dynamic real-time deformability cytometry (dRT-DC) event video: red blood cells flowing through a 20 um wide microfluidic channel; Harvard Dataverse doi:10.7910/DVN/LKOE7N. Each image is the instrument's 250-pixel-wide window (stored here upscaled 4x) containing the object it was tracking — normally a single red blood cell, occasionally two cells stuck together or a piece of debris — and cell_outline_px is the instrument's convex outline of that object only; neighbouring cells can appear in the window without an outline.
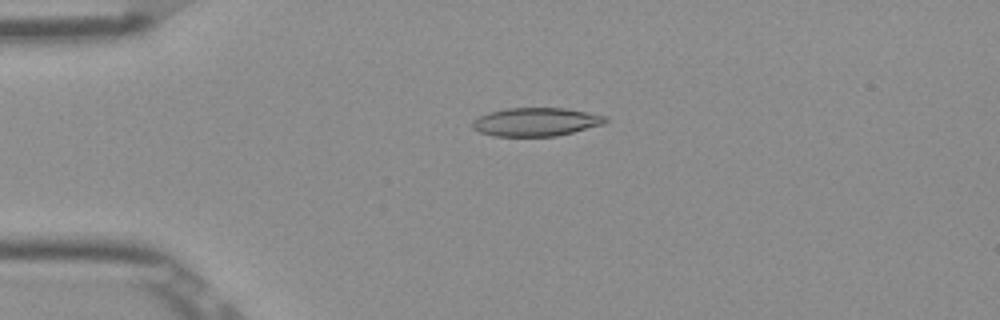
{"species": "Egyptian fruit bat (a non-hibernating species)", "species_latin": "Rousettus aegyptiacus", "temperature_condition": "room temperature", "stored_images_in_passage": 52, "camera_frame_rate_fps": 3000, "um_per_image_px": 0.085, "frame": {"image": 1, "passage_image": 12, "time_ms": 3.667, "image_size_px": [1000, 320], "cell_outline_px": [[608, 120], [604, 124], [556, 136], [492, 136], [480, 132], [472, 128], [472, 120], [488, 112], [508, 108], [564, 108], [588, 112], [608, 116]], "centroid_in_image_um": [45.55, 10.36], "position_along_channel_um": 39.4, "area_um2": 22.08}}
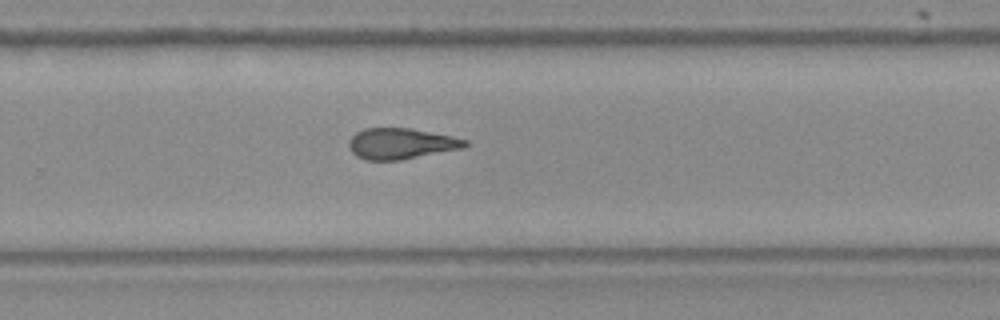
{"frame": {"image": 2, "passage_image": 34, "time_ms": 11.0, "image_size_px": [1000, 320], "cell_outline_px": [[468, 144], [464, 148], [400, 160], [364, 160], [356, 156], [348, 148], [348, 140], [356, 132], [364, 128], [408, 128], [452, 136], [468, 140]], "centroid_in_image_um": [34.06, 12.21], "position_along_channel_um": 295.7, "area_um2": 20.98}}
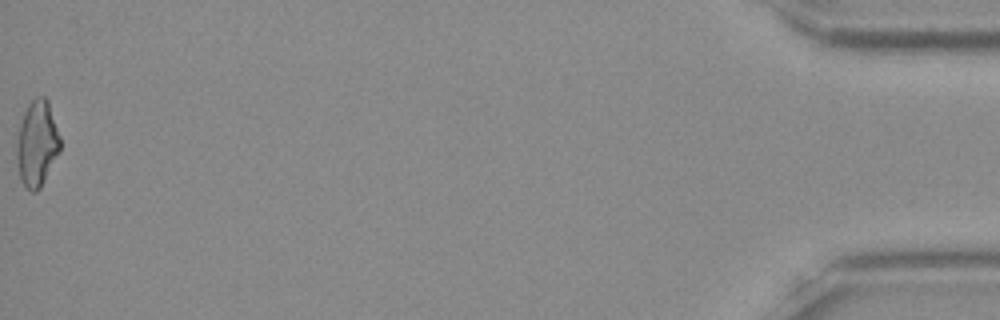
{"frame": {"image": 3, "passage_image": 52, "time_ms": 17.0, "image_size_px": [1000, 320], "cell_outline_px": [[60, 152], [40, 188], [36, 192], [32, 192], [20, 180], [16, 156], [16, 140], [20, 124], [24, 112], [28, 104], [36, 96], [44, 96], [48, 100], [60, 136]], "centroid_in_image_um": [3.14, 12.19], "position_along_channel_um": 432.1, "area_um2": 21.85}, "authors_computed_cell_mechanics": {"area_um2": 21.5594, "velocity_mm_per_s": 3.9092, "shape_relaxation_time_tau1_ms": 7.2347, "shape_relaxation_time_tau2_ms": 3.0657, "deformation_change_tau1": 0.2101, "deformation_change_tau2": 0.1295}}